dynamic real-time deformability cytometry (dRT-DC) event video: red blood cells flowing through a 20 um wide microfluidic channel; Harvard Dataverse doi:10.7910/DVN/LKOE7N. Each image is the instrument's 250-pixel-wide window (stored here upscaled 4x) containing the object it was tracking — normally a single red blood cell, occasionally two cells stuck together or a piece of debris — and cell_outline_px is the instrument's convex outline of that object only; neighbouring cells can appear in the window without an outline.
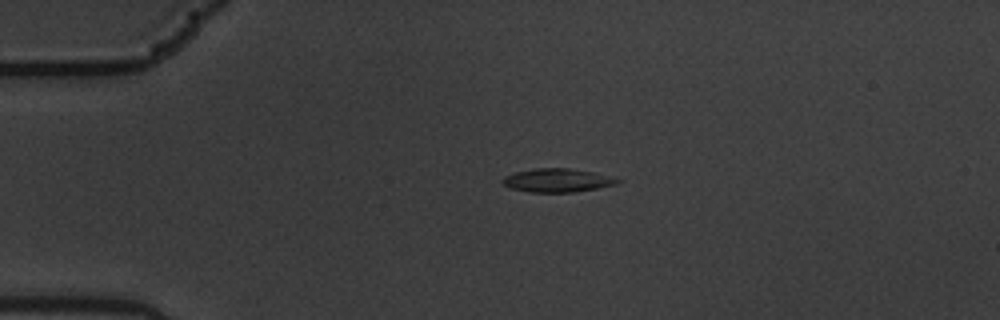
{"species": "common noctule bat (a hibernating species)", "species_latin": "Nyctalus noctula", "temperature_condition": "warm", "stored_images_in_passage": 12, "camera_frame_rate_fps": 3000, "um_per_image_px": 0.085, "animal": {"sex": "male", "body_mass_g": 19.5, "forearm_length_mm": 54.6}, "frame": {"image": 1, "passage_image": 1, "time_ms": 0.0, "image_size_px": [1000, 320], "cell_outline_px": [[620, 180], [616, 184], [596, 188], [572, 192], [528, 192], [512, 188], [504, 184], [500, 180], [504, 176], [516, 172], [536, 168], [568, 168], [592, 172]], "centroid_in_image_um": [47.3, 15.33], "position_along_channel_um": 37.7, "area_um2": 15.37}}
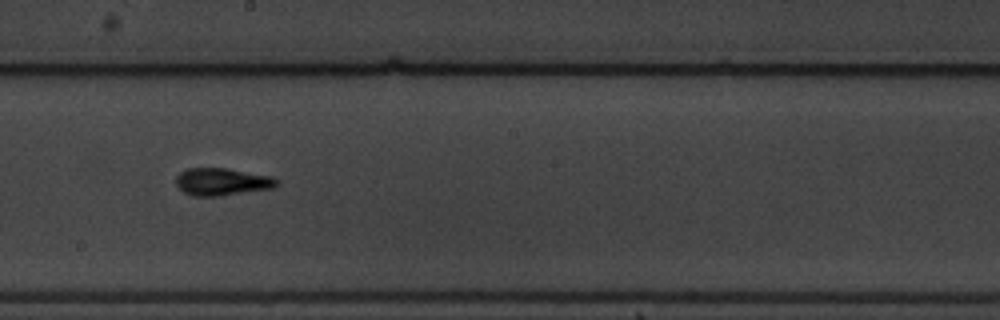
{"frame": {"image": 2, "passage_image": 6, "time_ms": 1.667, "image_size_px": [1000, 320], "cell_outline_px": [[280, 180], [272, 188], [220, 196], [192, 196], [184, 192], [176, 184], [176, 176], [180, 172], [188, 168], [224, 168], [272, 176]], "centroid_in_image_um": [18.85, 15.45], "position_along_channel_um": 229.3, "area_um2": 16.01}}
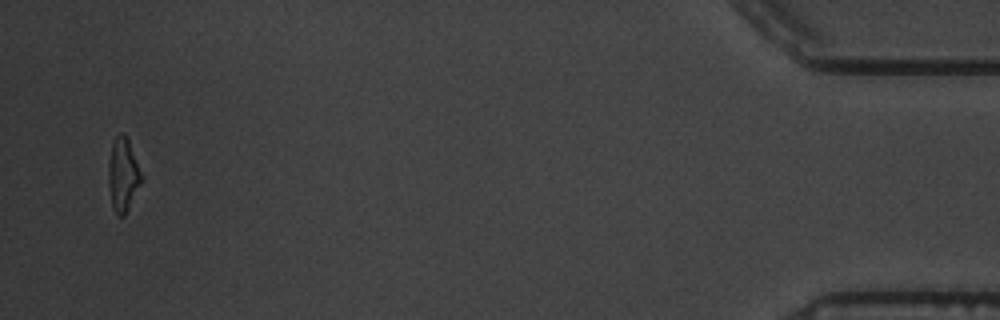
{"frame": {"image": 3, "passage_image": 12, "time_ms": 3.667, "image_size_px": [1000, 320], "cell_outline_px": [[144, 180], [124, 216], [120, 216], [116, 212], [112, 204], [108, 180], [108, 164], [112, 144], [116, 136], [120, 132], [128, 140], [144, 176]], "centroid_in_image_um": [10.49, 14.86], "position_along_channel_um": 424.7, "area_um2": 14.1}}